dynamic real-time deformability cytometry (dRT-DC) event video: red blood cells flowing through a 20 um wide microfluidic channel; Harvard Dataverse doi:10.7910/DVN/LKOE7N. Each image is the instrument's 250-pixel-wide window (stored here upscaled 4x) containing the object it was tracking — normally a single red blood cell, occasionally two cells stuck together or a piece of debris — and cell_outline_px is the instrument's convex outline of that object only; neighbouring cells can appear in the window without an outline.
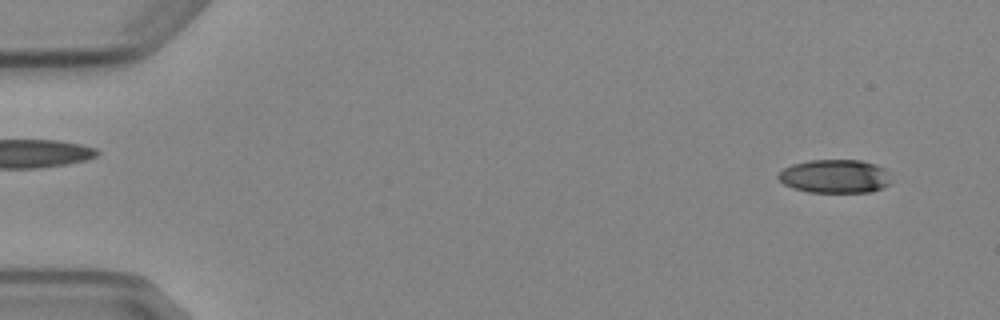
{"species": "Egyptian fruit bat (a non-hibernating species)", "species_latin": "Rousettus aegyptiacus", "temperature_condition": "cold", "stored_images_in_passage": 8, "camera_frame_rate_fps": 3000, "um_per_image_px": 0.085, "animal": {"sex": "female"}, "frame": {"image": 1, "passage_image": 1, "time_ms": 0.0, "image_size_px": [1000, 320], "cell_outline_px": [[892, 180], [888, 184], [872, 192], [808, 192], [792, 188], [784, 184], [776, 176], [784, 168], [792, 164], [808, 160], [860, 160], [876, 164], [884, 168], [888, 172]], "centroid_in_image_um": [70.97, 14.98], "position_along_channel_um": 14.0, "area_um2": 22.2}}
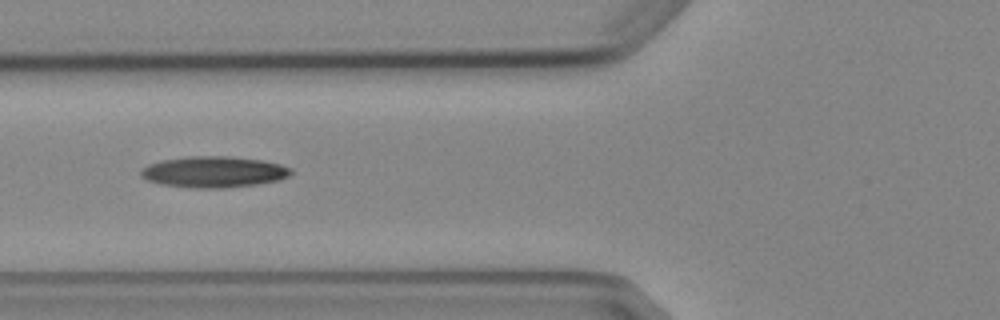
{"frame": {"image": 2, "passage_image": 5, "time_ms": 5.667, "image_size_px": [1000, 320], "cell_outline_px": [[292, 172], [288, 176], [280, 180], [256, 184], [224, 188], [192, 188], [160, 184], [148, 180], [140, 176], [140, 172], [148, 164], [160, 160], [188, 156], [232, 156], [260, 160], [280, 164], [292, 168]], "centroid_in_image_um": [18.16, 14.61], "position_along_channel_um": 107.6, "area_um2": 27.34}}
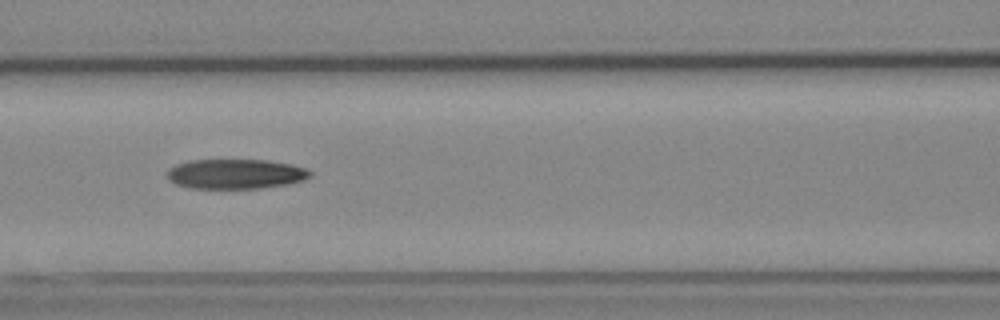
{"frame": {"image": 3, "passage_image": 6, "time_ms": 6.667, "image_size_px": [1000, 320], "cell_outline_px": [[312, 176], [304, 180], [288, 184], [260, 188], [188, 188], [176, 184], [168, 180], [168, 168], [176, 164], [192, 160], [268, 160], [292, 164], [304, 168], [312, 172]], "centroid_in_image_um": [20.03, 14.78], "position_along_channel_um": 146.6, "area_um2": 24.91}}